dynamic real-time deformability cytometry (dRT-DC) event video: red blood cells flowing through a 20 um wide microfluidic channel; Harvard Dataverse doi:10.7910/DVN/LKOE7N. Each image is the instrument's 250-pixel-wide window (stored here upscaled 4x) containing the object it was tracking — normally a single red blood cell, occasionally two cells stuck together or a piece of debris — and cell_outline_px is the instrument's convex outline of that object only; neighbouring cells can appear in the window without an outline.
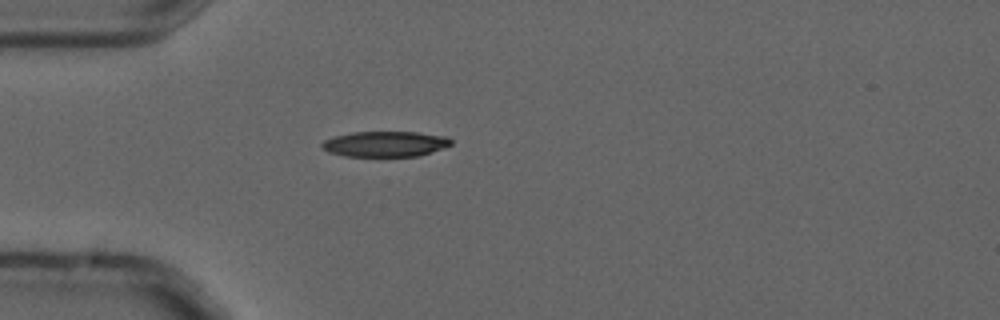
{"species": "common noctule bat (a hibernating species)", "species_latin": "Nyctalus noctula", "temperature_condition": "cold", "stored_images_in_passage": 1, "camera_frame_rate_fps": 3000, "um_per_image_px": 0.085, "animal": {"sex": "male", "forearm_length_mm": 52.5}, "frame": {"image": 1, "passage_image": 1, "time_ms": 0.0, "image_size_px": [1000, 320], "cell_outline_px": [[452, 144], [444, 148], [420, 156], [344, 156], [328, 152], [320, 144], [324, 140], [332, 136], [352, 132], [416, 132], [448, 136], [452, 140]], "centroid_in_image_um": [32.76, 12.23], "position_along_channel_um": 52.2, "area_um2": 19.36}}